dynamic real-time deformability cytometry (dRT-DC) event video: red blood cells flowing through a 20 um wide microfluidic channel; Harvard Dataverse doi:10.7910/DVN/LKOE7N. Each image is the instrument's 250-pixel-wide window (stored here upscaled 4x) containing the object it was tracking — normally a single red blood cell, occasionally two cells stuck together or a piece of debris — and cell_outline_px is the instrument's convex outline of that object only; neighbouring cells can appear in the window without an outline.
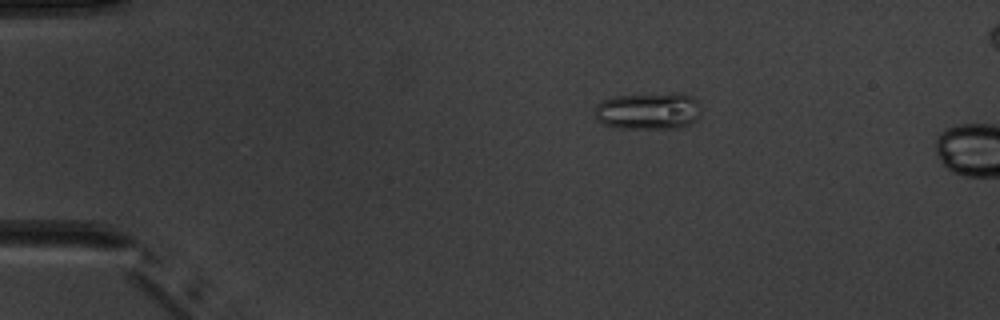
{"species": "common noctule bat (a hibernating species)", "species_latin": "Nyctalus noctula", "temperature_condition": "warm", "stored_images_in_passage": 4, "segment_of_instrument_passage": [1, 2], "camera_frame_rate_fps": 3000, "um_per_image_px": 0.085, "animal": {"sex": "male", "body_mass_g": 20.1, "forearm_length_mm": 53.5}, "frame": {"image": 1, "passage_image": 3, "time_ms": 3.333, "image_size_px": [1000, 320], "cell_outline_px": [[704, 108], [700, 116], [696, 120], [688, 124], [676, 128], [620, 128], [604, 124], [596, 120], [596, 104], [612, 96], [668, 92], [676, 92], [692, 96]], "centroid_in_image_um": [55.16, 9.41], "position_along_channel_um": 29.8, "area_um2": 23.41}}